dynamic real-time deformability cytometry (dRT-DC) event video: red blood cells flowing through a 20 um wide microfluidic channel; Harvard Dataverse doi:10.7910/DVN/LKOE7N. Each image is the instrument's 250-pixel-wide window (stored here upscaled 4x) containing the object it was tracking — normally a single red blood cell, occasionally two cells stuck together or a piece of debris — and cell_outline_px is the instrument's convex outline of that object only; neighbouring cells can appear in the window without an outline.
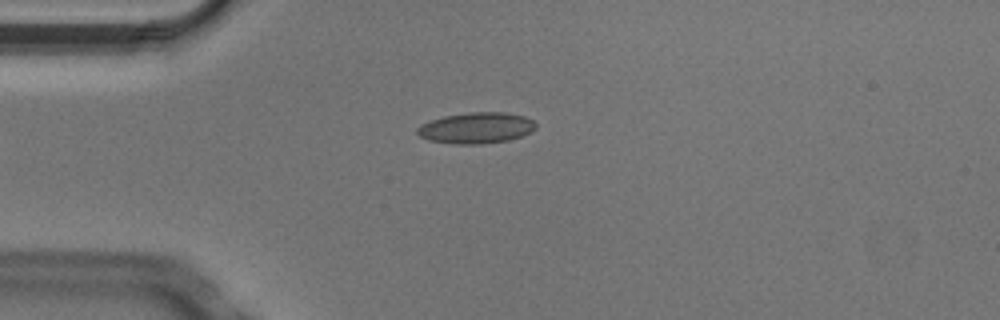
{"species": "Egyptian fruit bat (a non-hibernating species)", "species_latin": "Rousettus aegyptiacus", "temperature_condition": "cold", "stored_images_in_passage": 4, "camera_frame_rate_fps": 3000, "um_per_image_px": 0.085, "animal": {"sex": "male"}, "frame": {"image": 1, "passage_image": 4, "time_ms": 1.0, "image_size_px": [1000, 320], "cell_outline_px": [[536, 128], [532, 132], [508, 140], [480, 144], [456, 144], [428, 140], [420, 136], [416, 132], [416, 128], [420, 124], [444, 116], [468, 112], [504, 112], [524, 116], [532, 120], [536, 124]], "centroid_in_image_um": [40.47, 10.87], "position_along_channel_um": 44.5, "area_um2": 21.44}}